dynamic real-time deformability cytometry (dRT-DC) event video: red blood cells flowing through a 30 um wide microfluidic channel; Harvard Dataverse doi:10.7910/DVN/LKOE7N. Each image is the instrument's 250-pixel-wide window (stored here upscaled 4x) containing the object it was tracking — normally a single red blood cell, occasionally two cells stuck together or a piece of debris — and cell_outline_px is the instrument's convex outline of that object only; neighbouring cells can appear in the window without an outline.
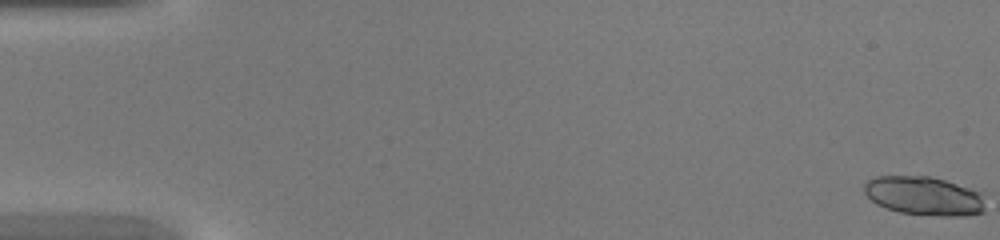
{"species": "common noctule bat (a hibernating species)", "species_latin": "Nyctalus noctula", "temperature_condition": "warm", "stored_images_in_passage": 43, "camera_frame_rate_fps": 3000, "um_per_image_px": 0.085, "animal": {"sex": "female", "body_mass_g": 20.0, "forearm_length_mm": 54.0}, "frame": {"image": 1, "passage_image": 1, "time_ms": 0.0, "image_size_px": [1000, 240], "cell_outline_px": [[984, 212], [968, 216], [940, 216], [900, 212], [876, 204], [864, 192], [864, 184], [868, 180], [876, 176], [928, 176], [944, 180], [972, 188], [984, 192]], "centroid_in_image_um": [78.6, 16.65], "position_along_channel_um": 6.4, "area_um2": 27.57}}
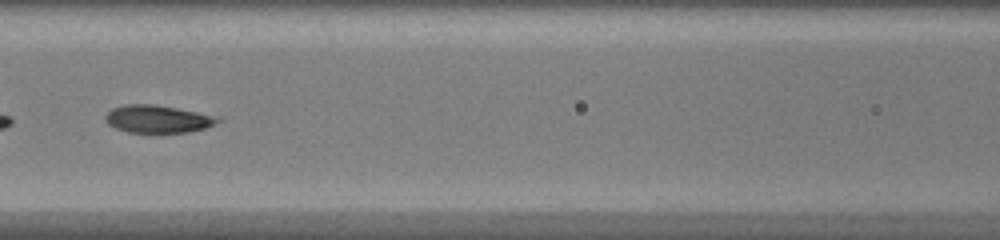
{"frame": {"image": 2, "passage_image": 22, "time_ms": 7.0, "image_size_px": [1000, 240], "cell_outline_px": [[224, 120], [216, 124], [204, 128], [188, 132], [152, 136], [128, 132], [116, 128], [108, 124], [104, 120], [104, 116], [112, 108], [124, 104], [152, 104], [224, 116]], "centroid_in_image_um": [13.47, 10.16], "position_along_channel_um": 153.1, "area_um2": 19.25}}
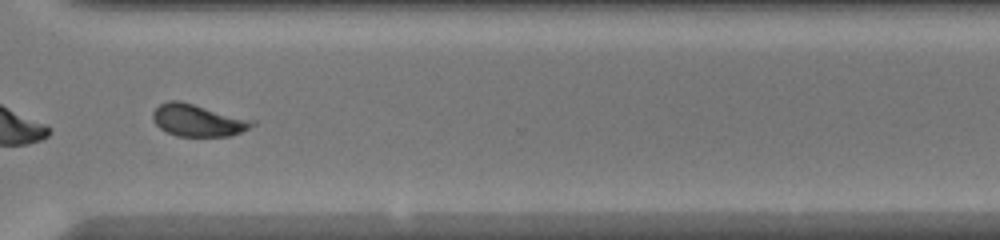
{"frame": {"image": 3, "passage_image": 35, "time_ms": 11.333, "image_size_px": [1000, 240], "cell_outline_px": [[256, 124], [232, 136], [176, 136], [160, 128], [152, 120], [152, 112], [160, 104], [168, 100], [180, 100], [256, 120]], "centroid_in_image_um": [16.83, 10.21], "position_along_channel_um": 353.8, "area_um2": 18.79}}